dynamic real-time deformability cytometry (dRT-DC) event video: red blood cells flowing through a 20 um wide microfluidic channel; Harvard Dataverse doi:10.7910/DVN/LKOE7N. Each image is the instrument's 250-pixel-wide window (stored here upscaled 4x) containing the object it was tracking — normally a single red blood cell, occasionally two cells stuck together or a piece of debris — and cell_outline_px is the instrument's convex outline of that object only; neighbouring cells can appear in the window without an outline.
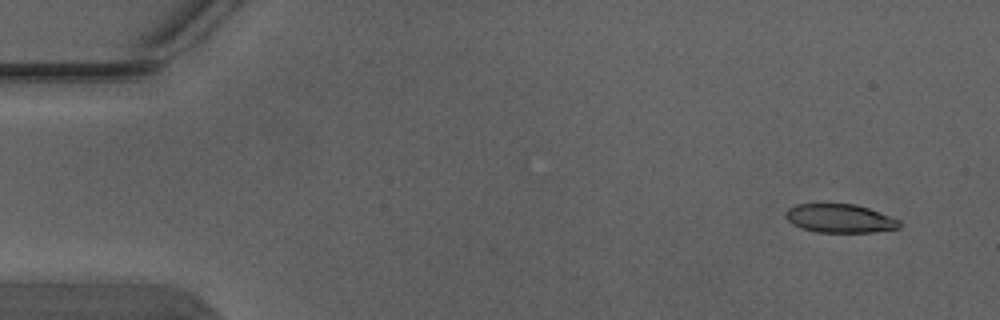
{"species": "Egyptian fruit bat (a non-hibernating species)", "species_latin": "Rousettus aegyptiacus", "temperature_condition": "warm", "stored_images_in_passage": 5, "camera_frame_rate_fps": 3000, "um_per_image_px": 0.085, "animal": {"sex": "male"}, "frame": {"image": 1, "passage_image": 1, "time_ms": 0.0, "image_size_px": [1000, 320], "cell_outline_px": [[900, 228], [872, 232], [816, 232], [800, 228], [792, 224], [784, 216], [784, 212], [788, 208], [796, 204], [856, 204], [868, 208], [900, 220]], "centroid_in_image_um": [71.35, 18.56], "position_along_channel_um": 13.7, "area_um2": 19.02}}
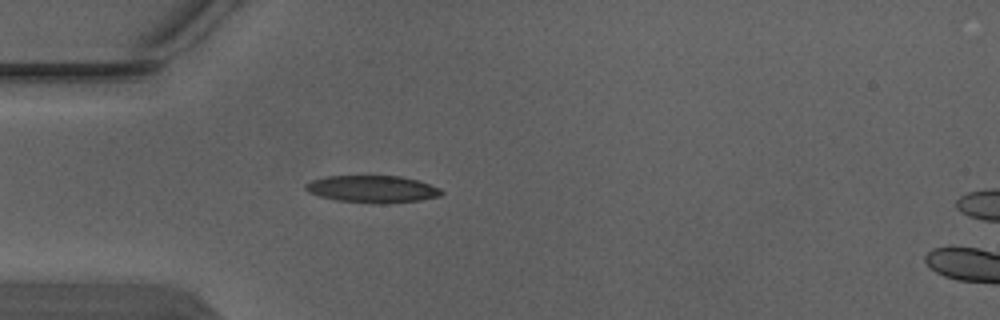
{"frame": {"image": 2, "passage_image": 4, "time_ms": 1.0, "image_size_px": [1000, 320], "cell_outline_px": [[444, 192], [440, 196], [420, 200], [384, 204], [376, 204], [336, 200], [320, 196], [308, 192], [304, 188], [304, 184], [312, 180], [324, 176], [400, 176], [420, 180], [440, 188]], "centroid_in_image_um": [31.66, 16.07], "position_along_channel_um": 53.3, "area_um2": 21.73}}